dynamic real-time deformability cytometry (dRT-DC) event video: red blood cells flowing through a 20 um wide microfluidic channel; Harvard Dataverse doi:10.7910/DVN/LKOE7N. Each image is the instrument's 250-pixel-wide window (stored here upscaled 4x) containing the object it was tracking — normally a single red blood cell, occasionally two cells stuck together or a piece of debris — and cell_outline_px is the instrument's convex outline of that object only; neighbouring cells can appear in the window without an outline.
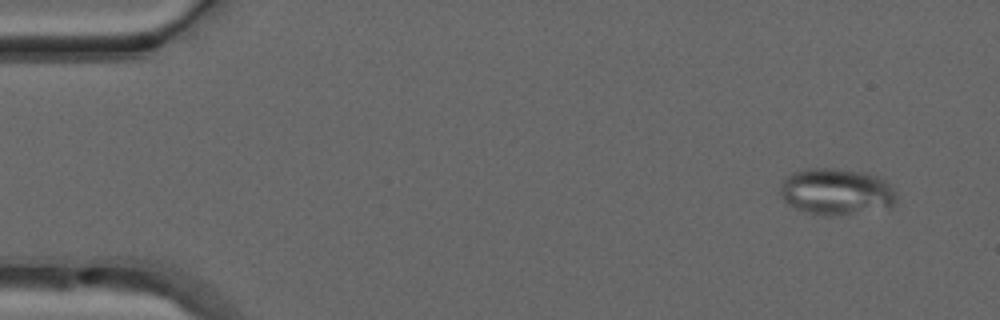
{"species": "common noctule bat (a hibernating species)", "species_latin": "Nyctalus noctula", "temperature_condition": "warm", "stored_images_in_passage": 51, "camera_frame_rate_fps": 3000, "um_per_image_px": 0.085, "animal": {"sex": "male", "forearm_length_mm": 52.5}, "frame": {"image": 1, "passage_image": 4, "time_ms": 1.0, "image_size_px": [1000, 320], "cell_outline_px": [[896, 200], [892, 208], [812, 216], [788, 204], [780, 196], [780, 184], [792, 172], [812, 168], [832, 168], [864, 172], [876, 176], [884, 180], [892, 188], [896, 196]], "centroid_in_image_um": [71.05, 16.28], "position_along_channel_um": 13.9, "area_um2": 31.27}}
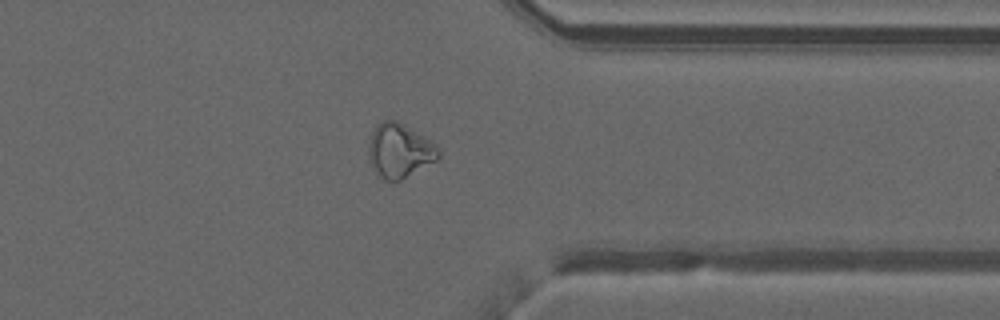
{"frame": {"image": 2, "passage_image": 40, "time_ms": 13.0, "image_size_px": [1000, 320], "cell_outline_px": [[440, 156], [436, 160], [400, 180], [384, 180], [376, 172], [368, 160], [368, 148], [372, 132], [376, 124], [384, 120], [396, 120], [436, 144], [440, 152]], "centroid_in_image_um": [33.93, 12.8], "position_along_channel_um": 377.5, "area_um2": 21.73}}
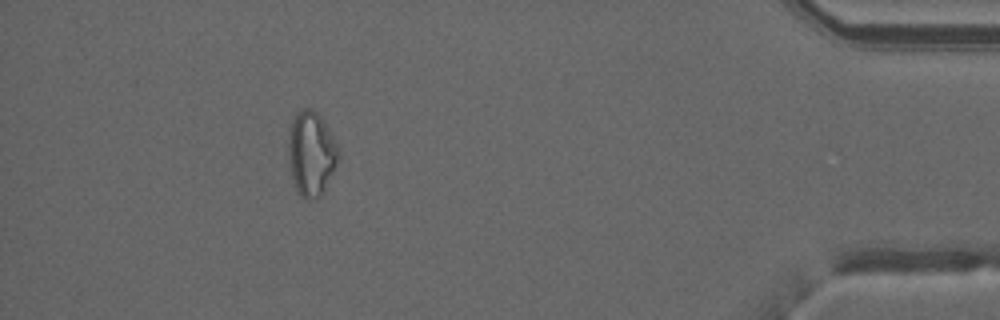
{"frame": {"image": 3, "passage_image": 46, "time_ms": 15.0, "image_size_px": [1000, 320], "cell_outline_px": [[340, 156], [324, 192], [320, 196], [308, 200], [300, 196], [296, 188], [292, 176], [288, 160], [288, 144], [292, 120], [296, 112], [300, 108], [312, 108], [320, 116], [328, 128], [340, 152]], "centroid_in_image_um": [26.46, 13.05], "position_along_channel_um": 408.7, "area_um2": 24.62}, "authors_computed_cell_mechanics": {"area_um2": 24.0448, "velocity_mm_per_s": 4.0557, "shape_relaxation_time_tau1_ms": null, "shape_relaxation_time_tau2_ms": 2.8224, "deformation_change_tau1": null, "deformation_change_tau2": 0.0912}}